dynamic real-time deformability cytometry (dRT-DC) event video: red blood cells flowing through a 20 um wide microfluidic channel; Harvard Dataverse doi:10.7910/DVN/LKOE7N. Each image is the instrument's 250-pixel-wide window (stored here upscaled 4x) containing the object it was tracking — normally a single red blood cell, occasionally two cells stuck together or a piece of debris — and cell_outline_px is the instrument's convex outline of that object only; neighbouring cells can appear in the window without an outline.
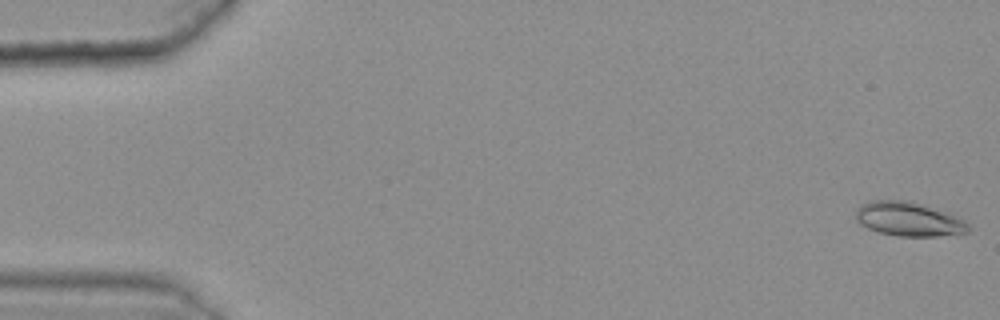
{"species": "common noctule bat (a hibernating species)", "species_latin": "Nyctalus noctula", "temperature_condition": "warm", "stored_images_in_passage": 48, "camera_frame_rate_fps": 3000, "um_per_image_px": 0.085, "animal": {"sex": "female", "body_mass_g": 25.1}, "frame": {"image": 1, "passage_image": 1, "time_ms": 0.0, "image_size_px": [1000, 320], "cell_outline_px": [[972, 228], [968, 232], [936, 236], [900, 236], [876, 232], [860, 224], [856, 220], [856, 208], [860, 204], [872, 200], [904, 200], [948, 212], [964, 220]], "centroid_in_image_um": [77.21, 18.63], "position_along_channel_um": 7.8, "area_um2": 22.37}}
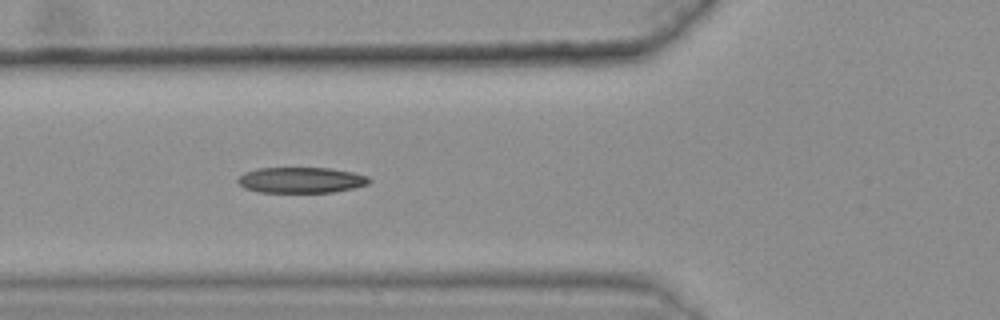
{"frame": {"image": 2, "passage_image": 21, "time_ms": 6.667, "image_size_px": [1000, 320], "cell_outline_px": [[372, 180], [368, 184], [352, 188], [332, 192], [260, 192], [244, 188], [236, 180], [244, 172], [256, 168], [328, 168], [352, 172], [368, 176]], "centroid_in_image_um": [25.58, 15.3], "position_along_channel_um": 100.2, "area_um2": 19.65}}
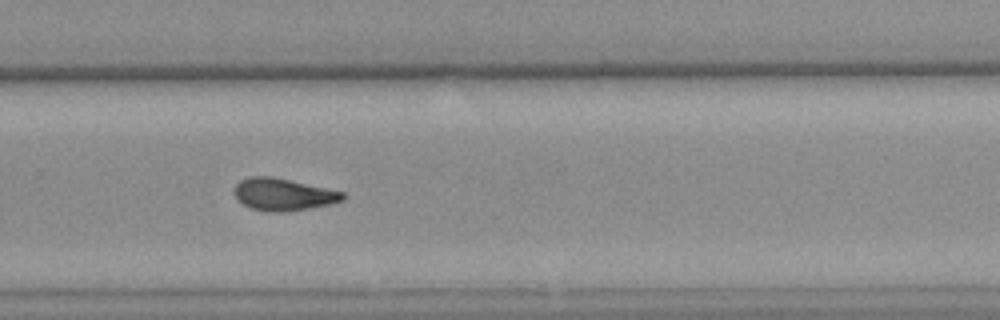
{"frame": {"image": 3, "passage_image": 38, "time_ms": 12.333, "image_size_px": [1000, 320], "cell_outline_px": [[344, 200], [332, 204], [288, 212], [272, 212], [252, 208], [244, 204], [236, 196], [236, 184], [240, 180], [248, 176], [272, 176], [344, 192]], "centroid_in_image_um": [24.11, 16.53], "position_along_channel_um": 305.7, "area_um2": 20.17}, "authors_computed_cell_mechanics": {"area_um2": 20.2878, "velocity_mm_per_s": 3.6263, "shape_relaxation_time_tau1_ms": null, "shape_relaxation_time_tau2_ms": 3.0883, "deformation_change_tau1": null, "deformation_change_tau2": 0.1023}}